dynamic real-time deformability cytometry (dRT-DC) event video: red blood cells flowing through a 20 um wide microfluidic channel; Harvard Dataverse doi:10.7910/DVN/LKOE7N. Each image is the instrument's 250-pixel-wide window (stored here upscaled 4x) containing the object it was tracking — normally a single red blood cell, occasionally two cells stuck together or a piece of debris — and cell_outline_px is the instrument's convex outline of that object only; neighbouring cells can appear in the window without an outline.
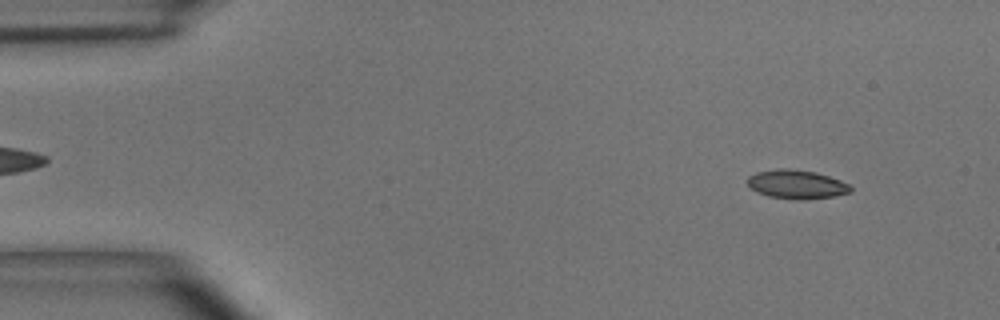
{"species": "common noctule bat (a hibernating species)", "species_latin": "Nyctalus noctula", "temperature_condition": "room temperature", "stored_images_in_passage": 48, "camera_frame_rate_fps": 3000, "um_per_image_px": 0.085, "animal": {"sex": "male", "body_mass_g": 15.6}, "frame": {"image": 1, "passage_image": 4, "time_ms": 1.0, "image_size_px": [1000, 320], "cell_outline_px": [[852, 192], [836, 196], [804, 200], [796, 200], [768, 196], [756, 192], [748, 184], [748, 176], [756, 172], [776, 168], [788, 168], [816, 172], [840, 180], [848, 184], [852, 188]], "centroid_in_image_um": [67.72, 15.67], "position_along_channel_um": 17.3, "area_um2": 17.51}}
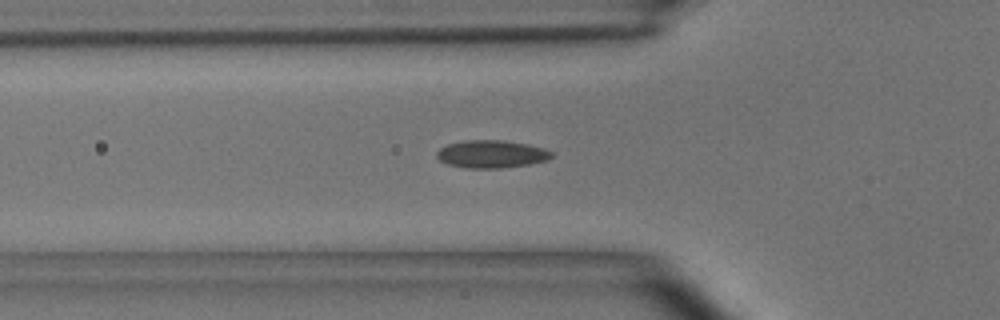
{"frame": {"image": 2, "passage_image": 16, "time_ms": 5.0, "image_size_px": [1000, 320], "cell_outline_px": [[552, 156], [548, 160], [528, 164], [504, 168], [464, 168], [448, 164], [440, 160], [436, 156], [436, 152], [440, 148], [448, 144], [464, 140], [500, 140], [528, 144], [544, 148], [552, 152]], "centroid_in_image_um": [41.76, 13.1], "position_along_channel_um": 84.0, "area_um2": 18.55}}
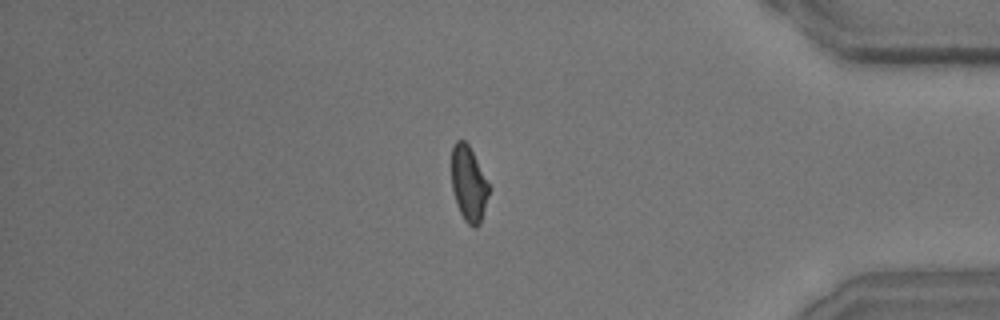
{"frame": {"image": 3, "passage_image": 42, "time_ms": 13.667, "image_size_px": [1000, 320], "cell_outline_px": [[492, 188], [480, 224], [476, 228], [472, 228], [464, 220], [456, 204], [452, 188], [452, 148], [456, 140], [464, 140], [468, 144]], "centroid_in_image_um": [39.87, 15.66], "position_along_channel_um": 395.3, "area_um2": 16.7}}